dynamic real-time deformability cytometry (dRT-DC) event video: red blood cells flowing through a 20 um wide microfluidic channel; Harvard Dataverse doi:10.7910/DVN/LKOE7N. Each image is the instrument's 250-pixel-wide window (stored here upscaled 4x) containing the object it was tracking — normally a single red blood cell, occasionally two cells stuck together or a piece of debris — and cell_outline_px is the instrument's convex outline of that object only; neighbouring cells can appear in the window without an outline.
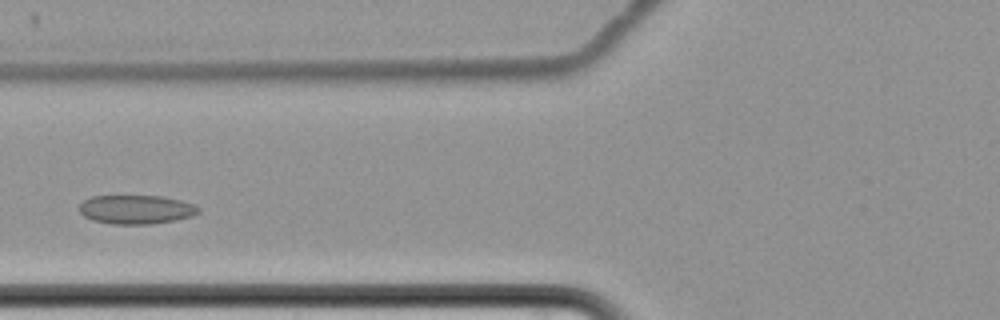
{"species": "common noctule bat (a hibernating species)", "species_latin": "Nyctalus noctula", "temperature_condition": "cold", "stored_images_in_passage": 7, "camera_frame_rate_fps": 3000, "um_per_image_px": 0.085, "animal": {"sex": "female", "body_mass_g": 22.7, "forearm_length_mm": 54.2}, "frame": {"image": 1, "passage_image": 4, "time_ms": 4.667, "image_size_px": [1000, 320], "cell_outline_px": [[200, 212], [192, 216], [176, 220], [148, 224], [112, 224], [92, 220], [84, 216], [80, 212], [80, 204], [84, 200], [92, 196], [160, 196], [180, 200], [196, 204], [200, 208]], "centroid_in_image_um": [11.6, 17.8], "position_along_channel_um": 114.2, "area_um2": 20.11}}
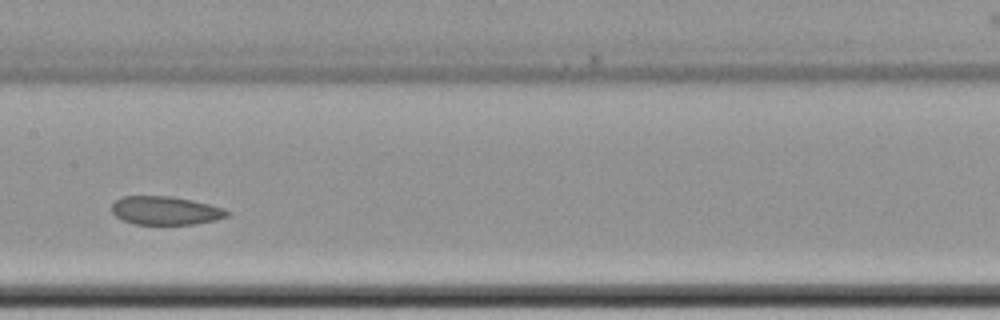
{"frame": {"image": 2, "passage_image": 6, "time_ms": 7.0, "image_size_px": [1000, 320], "cell_outline_px": [[228, 216], [216, 220], [196, 224], [136, 224], [120, 220], [112, 212], [112, 204], [116, 200], [124, 196], [172, 196], [192, 200], [224, 208], [228, 212]], "centroid_in_image_um": [14.05, 17.9], "position_along_channel_um": 193.3, "area_um2": 19.13}}
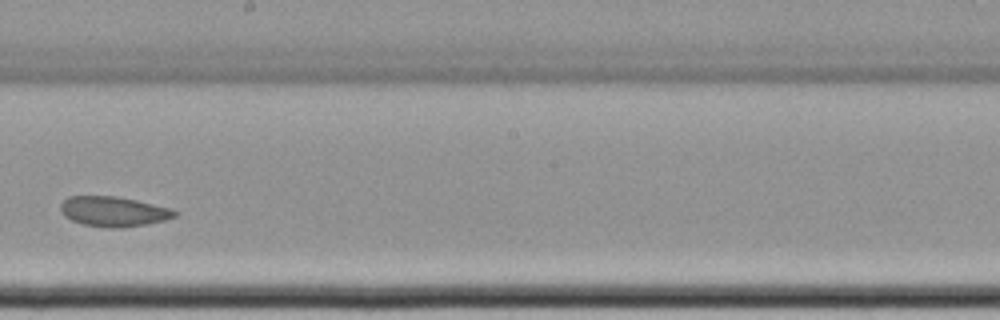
{"frame": {"image": 3, "passage_image": 7, "time_ms": 8.333, "image_size_px": [1000, 320], "cell_outline_px": [[176, 216], [164, 220], [144, 224], [120, 228], [108, 228], [84, 224], [72, 220], [64, 216], [60, 208], [60, 204], [68, 196], [116, 196], [136, 200], [172, 208], [176, 212]], "centroid_in_image_um": [9.63, 17.97], "position_along_channel_um": 238.6, "area_um2": 19.83}}